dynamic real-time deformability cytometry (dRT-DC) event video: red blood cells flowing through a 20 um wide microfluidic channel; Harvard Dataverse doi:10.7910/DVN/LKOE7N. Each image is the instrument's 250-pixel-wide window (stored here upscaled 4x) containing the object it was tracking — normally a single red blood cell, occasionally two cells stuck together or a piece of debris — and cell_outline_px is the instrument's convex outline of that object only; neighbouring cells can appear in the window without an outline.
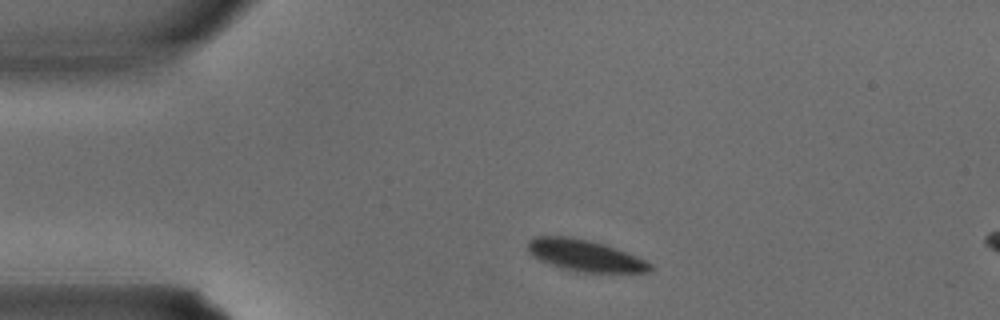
{"species": "common noctule bat (a hibernating species)", "species_latin": "Nyctalus noctula", "temperature_condition": "warm", "stored_images_in_passage": 2, "camera_frame_rate_fps": 3000, "um_per_image_px": 0.085, "animal": {"sex": "male", "body_mass_g": 15.6}, "frame": {"image": 1, "passage_image": 1, "time_ms": 0.0, "image_size_px": [1000, 320], "cell_outline_px": [[652, 272], [580, 272], [564, 268], [540, 260], [528, 248], [528, 240], [532, 236], [572, 236], [604, 244], [616, 248], [636, 256], [652, 264]], "centroid_in_image_um": [49.75, 21.7], "position_along_channel_um": 35.3, "area_um2": 22.14}}